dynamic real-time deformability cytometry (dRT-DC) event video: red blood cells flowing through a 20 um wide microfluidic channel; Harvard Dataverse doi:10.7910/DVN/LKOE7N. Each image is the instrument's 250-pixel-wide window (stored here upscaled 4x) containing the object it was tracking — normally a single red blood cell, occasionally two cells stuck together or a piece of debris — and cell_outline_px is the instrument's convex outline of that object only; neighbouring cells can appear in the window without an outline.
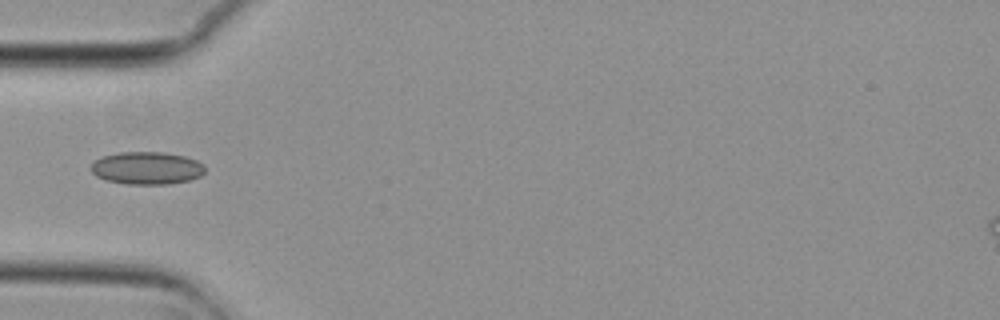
{"species": "common noctule bat (a hibernating species)", "species_latin": "Nyctalus noctula", "temperature_condition": "cold", "stored_images_in_passage": 10, "camera_frame_rate_fps": 3000, "um_per_image_px": 0.085, "animal": {"sex": "female", "body_mass_g": 29.2, "forearm_length_mm": 56.3}, "frame": {"image": 1, "passage_image": 1, "time_ms": 0.0, "image_size_px": [1000, 320], "cell_outline_px": [[204, 172], [200, 176], [188, 180], [168, 184], [128, 184], [108, 180], [96, 176], [92, 172], [92, 164], [100, 156], [120, 152], [164, 152], [184, 156], [196, 160], [204, 164]], "centroid_in_image_um": [12.48, 14.27], "position_along_channel_um": 72.5, "area_um2": 21.56}}
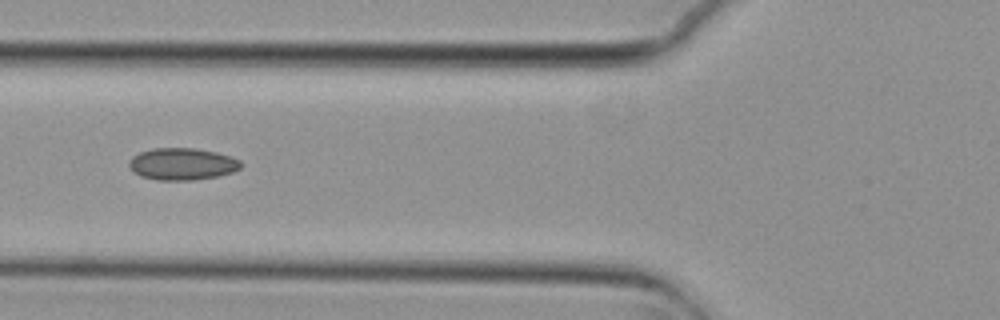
{"frame": {"image": 2, "passage_image": 4, "time_ms": 1.0, "image_size_px": [1000, 320], "cell_outline_px": [[244, 164], [240, 168], [232, 172], [216, 176], [192, 180], [156, 180], [140, 176], [132, 172], [128, 164], [128, 160], [132, 156], [140, 152], [152, 148], [196, 148], [216, 152], [240, 160]], "centroid_in_image_um": [15.45, 13.94], "position_along_channel_um": 110.4, "area_um2": 20.98}}
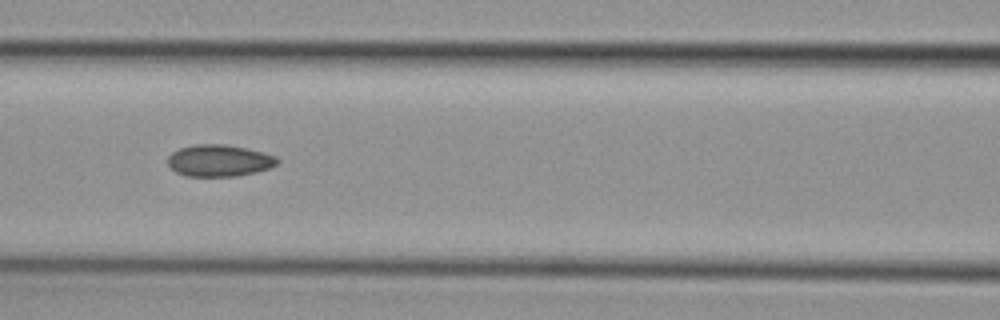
{"frame": {"image": 3, "passage_image": 7, "time_ms": 2.0, "image_size_px": [1000, 320], "cell_outline_px": [[280, 160], [276, 164], [268, 168], [256, 172], [236, 176], [184, 176], [176, 172], [168, 164], [168, 156], [172, 152], [180, 148], [196, 144], [224, 144], [244, 148], [276, 156]], "centroid_in_image_um": [18.6, 13.65], "position_along_channel_um": 148.0, "area_um2": 20.11}}